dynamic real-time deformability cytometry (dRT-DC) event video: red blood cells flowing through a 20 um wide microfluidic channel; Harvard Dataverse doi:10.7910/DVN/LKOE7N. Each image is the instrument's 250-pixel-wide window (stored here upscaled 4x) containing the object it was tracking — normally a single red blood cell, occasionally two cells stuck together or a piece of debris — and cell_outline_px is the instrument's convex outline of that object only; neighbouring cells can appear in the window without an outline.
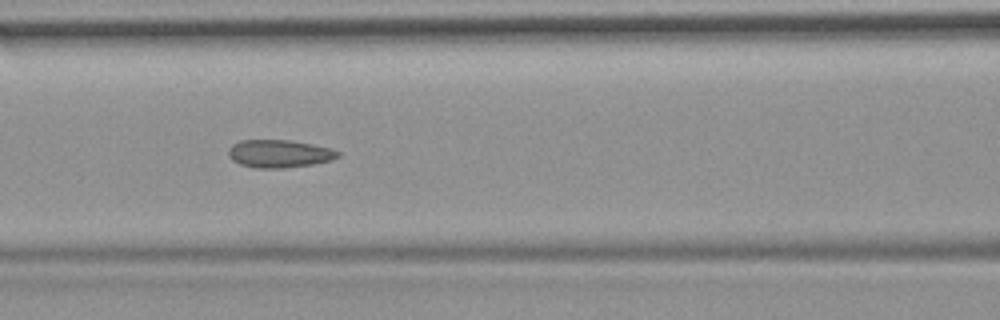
{"species": "common noctule bat (a hibernating species)", "species_latin": "Nyctalus noctula", "temperature_condition": "room temperature", "stored_images_in_passage": 53, "camera_frame_rate_fps": 3000, "um_per_image_px": 0.085, "animal": {"sex": "female", "body_mass_g": 19.9}, "frame": {"image": 1, "passage_image": 23, "time_ms": 7.333, "image_size_px": [1000, 320], "cell_outline_px": [[340, 156], [332, 160], [312, 164], [280, 168], [256, 168], [240, 164], [232, 160], [228, 156], [228, 148], [232, 144], [240, 140], [292, 140], [312, 144], [328, 148], [340, 152]], "centroid_in_image_um": [23.7, 13.05], "position_along_channel_um": 142.9, "area_um2": 17.74}, "authors_computed_cell_mechanics": {"area_um2": 18.0336, "velocity_mm_per_s": 3.7336, "shape_relaxation_time_tau1_ms": null, "shape_relaxation_time_tau2_ms": 2.1552, "deformation_change_tau1": null, "deformation_change_tau2": 0.0836}}